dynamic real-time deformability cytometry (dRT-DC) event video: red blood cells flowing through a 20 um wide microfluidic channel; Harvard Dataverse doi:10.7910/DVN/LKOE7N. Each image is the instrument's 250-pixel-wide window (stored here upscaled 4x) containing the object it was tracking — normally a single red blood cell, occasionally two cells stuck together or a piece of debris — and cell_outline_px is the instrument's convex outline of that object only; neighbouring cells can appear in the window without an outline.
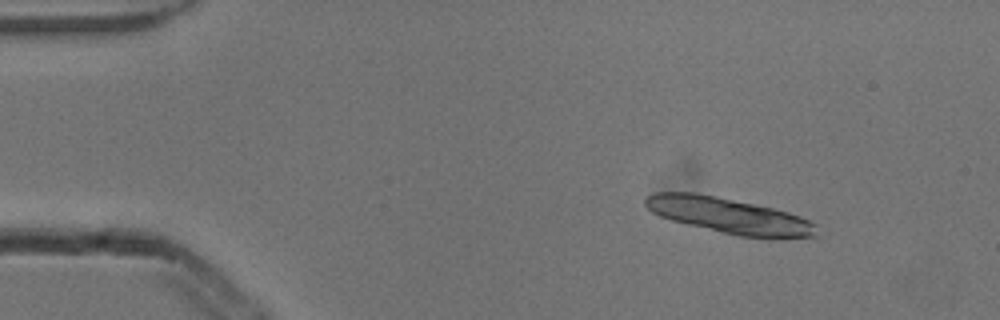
{"species": "common noctule bat (a hibernating species)", "species_latin": "Nyctalus noctula", "temperature_condition": "cold", "stored_images_in_passage": 4, "camera_frame_rate_fps": 3000, "um_per_image_px": 0.085, "animal": {"sex": "male", "body_mass_g": 13.3}, "frame": {"image": 1, "passage_image": 1, "time_ms": 0.0, "image_size_px": [1000, 320], "cell_outline_px": [[816, 236], [772, 240], [740, 236], [688, 224], [672, 220], [660, 216], [652, 212], [644, 204], [644, 196], [656, 192], [696, 192], [756, 204], [788, 212], [800, 216], [816, 224]], "centroid_in_image_um": [62.0, 18.34], "position_along_channel_um": 23.0, "area_um2": 35.84}}
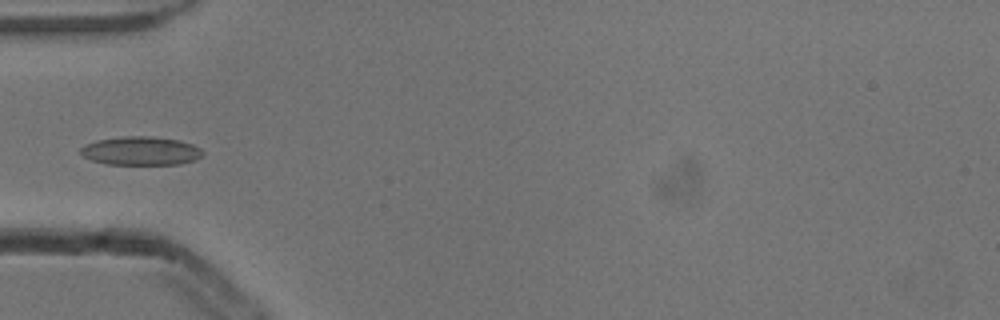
{"frame": {"image": 2, "passage_image": 4, "time_ms": 1.0, "image_size_px": [1000, 320], "cell_outline_px": [[204, 152], [200, 156], [192, 160], [180, 164], [104, 164], [92, 160], [84, 156], [80, 152], [80, 148], [84, 144], [96, 140], [124, 136], [152, 136], [180, 140], [192, 144], [200, 148]], "centroid_in_image_um": [11.94, 12.81], "position_along_channel_um": 73.1, "area_um2": 20.35}}